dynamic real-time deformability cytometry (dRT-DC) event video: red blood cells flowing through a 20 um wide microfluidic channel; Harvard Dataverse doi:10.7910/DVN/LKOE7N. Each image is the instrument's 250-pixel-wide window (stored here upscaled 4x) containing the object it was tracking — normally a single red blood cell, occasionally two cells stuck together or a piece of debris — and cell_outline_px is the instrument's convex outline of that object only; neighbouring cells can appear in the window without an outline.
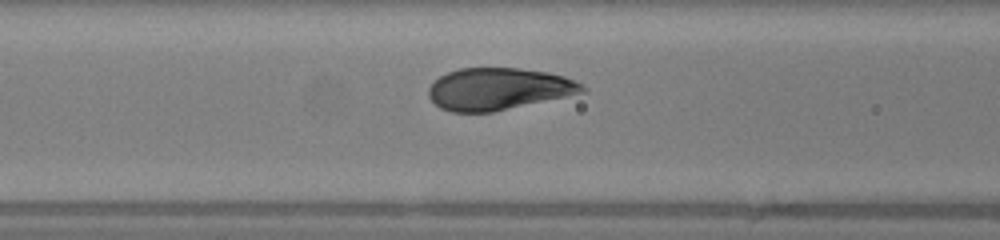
{"species": "human", "species_latin": "Homo sapiens", "temperature_condition": "warm", "stored_images_in_passage": 36, "camera_frame_rate_fps": 3000, "um_per_image_px": 0.085, "donor": {"sex": "female"}, "frame": {"image": 1, "passage_image": 15, "time_ms": 4.667, "image_size_px": [1000, 240], "cell_outline_px": [[588, 92], [492, 112], [452, 112], [440, 108], [428, 96], [428, 88], [440, 76], [448, 72], [460, 68], [520, 68], [548, 72], [564, 76], [584, 84], [588, 88]], "centroid_in_image_um": [42.42, 7.56], "position_along_channel_um": 124.2, "area_um2": 37.8}}
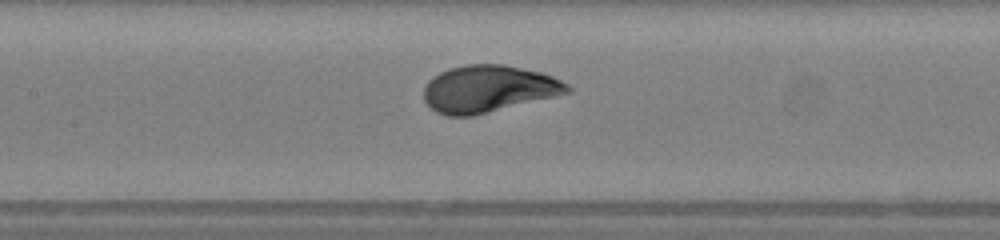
{"frame": {"image": 2, "passage_image": 18, "time_ms": 5.667, "image_size_px": [1000, 240], "cell_outline_px": [[572, 92], [472, 116], [448, 116], [436, 112], [424, 100], [424, 88], [428, 80], [440, 72], [448, 68], [468, 64], [504, 64], [540, 72], [552, 76], [568, 84], [572, 88]], "centroid_in_image_um": [41.51, 7.55], "position_along_channel_um": 165.9, "area_um2": 39.25}}
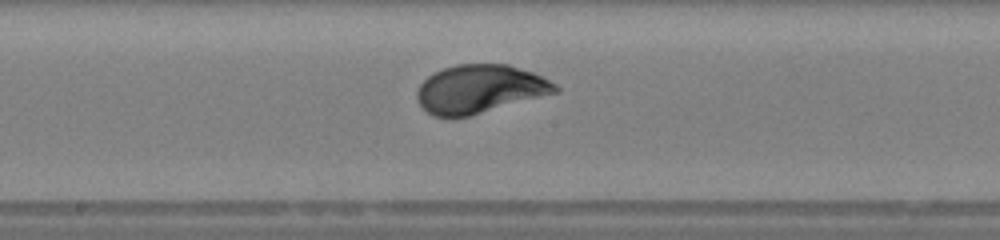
{"frame": {"image": 3, "passage_image": 21, "time_ms": 6.667, "image_size_px": [1000, 240], "cell_outline_px": [[560, 92], [468, 116], [452, 120], [436, 116], [428, 112], [416, 100], [416, 92], [420, 84], [428, 76], [444, 68], [456, 64], [508, 64], [532, 72], [556, 84], [560, 88]], "centroid_in_image_um": [40.77, 7.58], "position_along_channel_um": 207.4, "area_um2": 39.13}, "authors_computed_cell_mechanics": {"area_um2": 38.5526, "velocity_mm_per_s": 4.163, "shape_relaxation_time_tau1_ms": 2.9854, "shape_relaxation_time_tau2_ms": null, "deformation_change_tau1": 0.1677, "deformation_change_tau2": null}}